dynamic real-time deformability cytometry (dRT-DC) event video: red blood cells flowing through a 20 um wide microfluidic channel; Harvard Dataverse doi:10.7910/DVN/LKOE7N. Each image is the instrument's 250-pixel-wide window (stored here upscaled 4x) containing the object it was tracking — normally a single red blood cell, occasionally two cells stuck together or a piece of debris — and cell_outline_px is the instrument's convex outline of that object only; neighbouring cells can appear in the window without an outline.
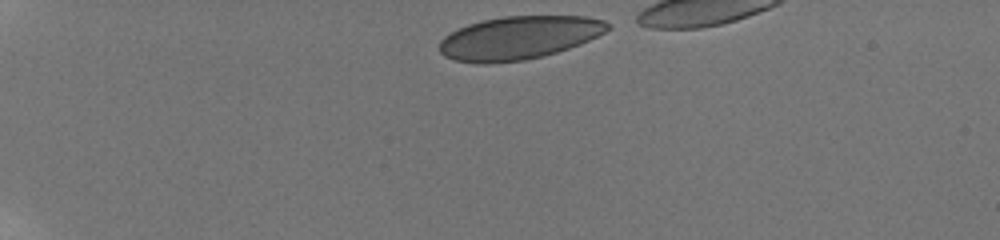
{"species": "human", "species_latin": "Homo sapiens", "temperature_condition": "room temperature", "stored_images_in_passage": 41, "camera_frame_rate_fps": 3000, "um_per_image_px": 0.085, "donor": {"sex": "male"}, "frame": {"image": 1, "passage_image": 2, "time_ms": 0.333, "image_size_px": [1000, 240], "cell_outline_px": [[612, 24], [604, 32], [580, 44], [544, 56], [524, 60], [488, 64], [476, 64], [456, 60], [444, 56], [440, 52], [440, 40], [444, 36], [468, 24], [484, 20], [504, 16], [588, 16], [604, 20]], "centroid_in_image_um": [44.1, 3.22], "position_along_channel_um": 40.9, "area_um2": 42.31}}
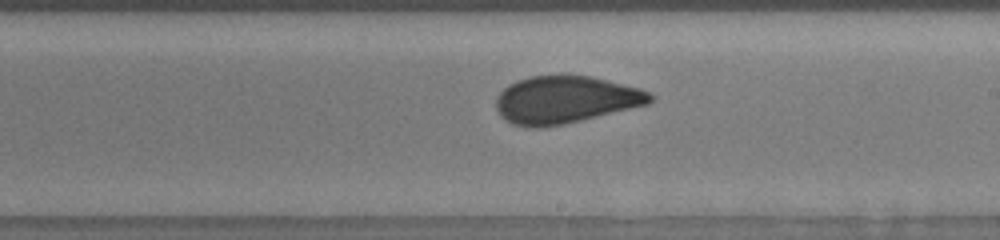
{"frame": {"image": 2, "passage_image": 24, "time_ms": 7.667, "image_size_px": [1000, 240], "cell_outline_px": [[656, 96], [648, 104], [564, 124], [544, 128], [532, 128], [512, 124], [504, 120], [500, 116], [496, 108], [496, 96], [508, 84], [516, 80], [528, 76], [592, 76], [640, 88]], "centroid_in_image_um": [48.02, 8.48], "position_along_channel_um": 241.0, "area_um2": 42.66}}
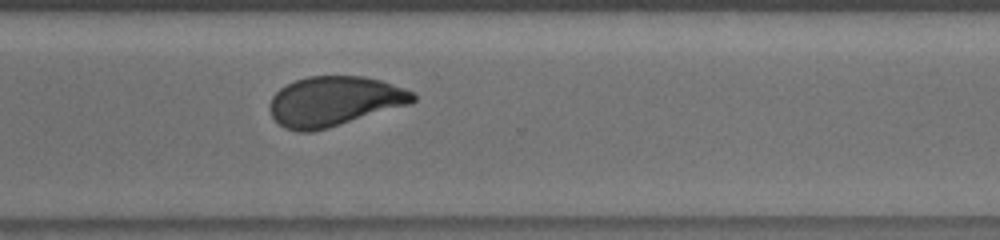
{"frame": {"image": 3, "passage_image": 32, "time_ms": 10.333, "image_size_px": [1000, 240], "cell_outline_px": [[416, 100], [412, 104], [328, 128], [312, 132], [296, 132], [284, 128], [272, 116], [268, 108], [268, 104], [272, 96], [280, 88], [296, 80], [308, 76], [364, 76], [380, 80], [404, 88], [412, 92], [416, 96]], "centroid_in_image_um": [28.41, 8.62], "position_along_channel_um": 342.2, "area_um2": 41.79}}